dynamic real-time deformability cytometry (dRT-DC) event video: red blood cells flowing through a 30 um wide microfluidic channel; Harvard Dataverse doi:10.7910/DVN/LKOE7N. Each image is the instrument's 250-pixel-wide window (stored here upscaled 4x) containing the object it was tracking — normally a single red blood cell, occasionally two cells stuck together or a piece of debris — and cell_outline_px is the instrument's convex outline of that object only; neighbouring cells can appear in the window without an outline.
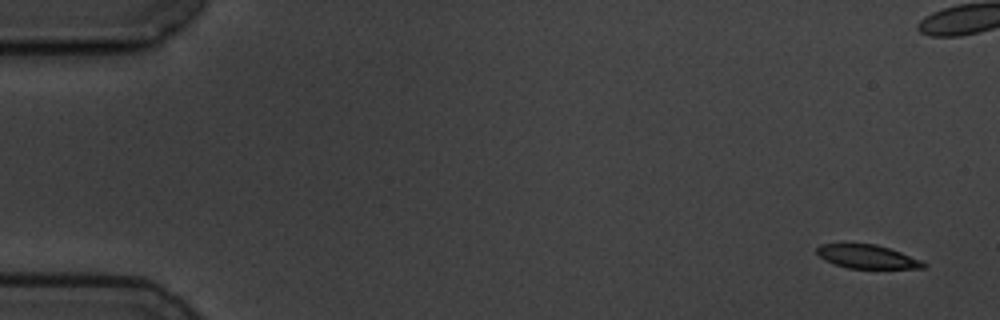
{"species": "common noctule bat (a hibernating species)", "species_latin": "Nyctalus noctula", "temperature_condition": "cold", "stored_images_in_passage": 6, "camera_frame_rate_fps": 3000, "um_per_image_px": 0.085, "animal": {"sex": "male", "body_mass_g": 19.5, "forearm_length_mm": 54.6}, "frame": {"image": 1, "passage_image": 1, "time_ms": 0.0, "image_size_px": [1000, 320], "cell_outline_px": [[928, 264], [924, 268], [848, 268], [824, 260], [816, 252], [816, 248], [820, 244], [876, 244], [900, 252], [920, 260]], "centroid_in_image_um": [73.7, 21.81], "position_along_channel_um": 11.3, "area_um2": 14.45}}